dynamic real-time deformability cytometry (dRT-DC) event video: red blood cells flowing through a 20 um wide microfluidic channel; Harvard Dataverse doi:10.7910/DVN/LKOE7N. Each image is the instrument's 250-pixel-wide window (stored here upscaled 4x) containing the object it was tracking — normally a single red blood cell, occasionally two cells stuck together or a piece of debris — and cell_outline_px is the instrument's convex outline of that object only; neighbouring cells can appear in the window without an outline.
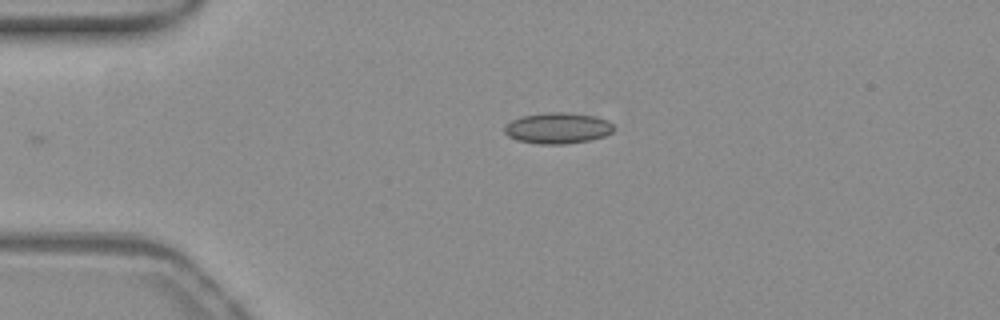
{"species": "common noctule bat (a hibernating species)", "species_latin": "Nyctalus noctula", "temperature_condition": "warm", "stored_images_in_passage": 40, "camera_frame_rate_fps": 3000, "um_per_image_px": 0.085, "animal": {"sex": "female", "body_mass_g": 19.3, "forearm_length_mm": 54.1}, "frame": {"image": 1, "passage_image": 1, "time_ms": 0.0, "image_size_px": [1000, 320], "cell_outline_px": [[612, 132], [604, 136], [592, 140], [564, 144], [540, 144], [516, 140], [508, 136], [504, 132], [504, 124], [512, 120], [524, 116], [548, 112], [564, 112], [596, 116], [608, 120], [612, 124]], "centroid_in_image_um": [47.39, 10.89], "position_along_channel_um": 37.6, "area_um2": 19.77}}
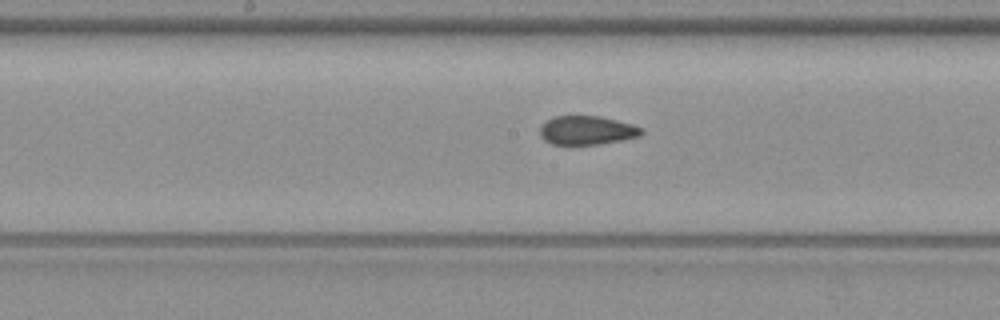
{"frame": {"image": 2, "passage_image": 16, "time_ms": 5.0, "image_size_px": [1000, 320], "cell_outline_px": [[644, 132], [640, 136], [600, 144], [572, 148], [568, 148], [552, 144], [544, 140], [540, 136], [540, 128], [544, 120], [552, 116], [600, 116], [632, 124], [644, 128]], "centroid_in_image_um": [49.82, 11.12], "position_along_channel_um": 198.4, "area_um2": 17.92}}
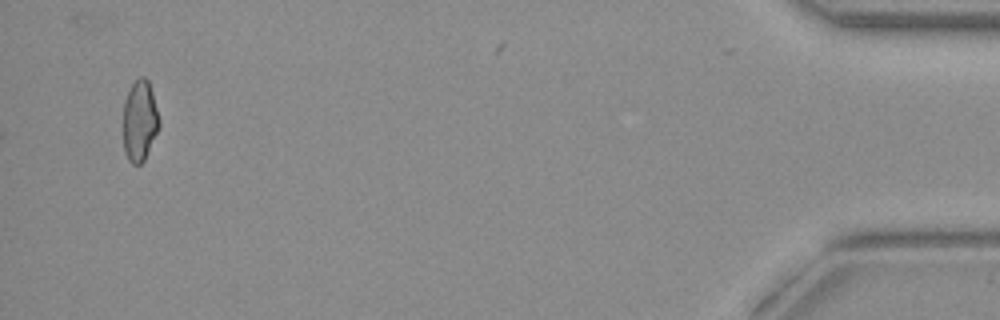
{"frame": {"image": 3, "passage_image": 40, "time_ms": 13.0, "image_size_px": [1000, 320], "cell_outline_px": [[160, 124], [144, 160], [140, 164], [132, 164], [128, 160], [124, 148], [124, 100], [128, 88], [140, 76], [144, 76], [148, 80], [152, 92], [160, 120]], "centroid_in_image_um": [11.87, 10.24], "position_along_channel_um": 423.3, "area_um2": 16.82}, "authors_computed_cell_mechanics": {"area_um2": 17.9758, "velocity_mm_per_s": 3.8998, "shape_relaxation_time_tau1_ms": null, "shape_relaxation_time_tau2_ms": 2.1333, "deformation_change_tau1": null, "deformation_change_tau2": 0.0645}}